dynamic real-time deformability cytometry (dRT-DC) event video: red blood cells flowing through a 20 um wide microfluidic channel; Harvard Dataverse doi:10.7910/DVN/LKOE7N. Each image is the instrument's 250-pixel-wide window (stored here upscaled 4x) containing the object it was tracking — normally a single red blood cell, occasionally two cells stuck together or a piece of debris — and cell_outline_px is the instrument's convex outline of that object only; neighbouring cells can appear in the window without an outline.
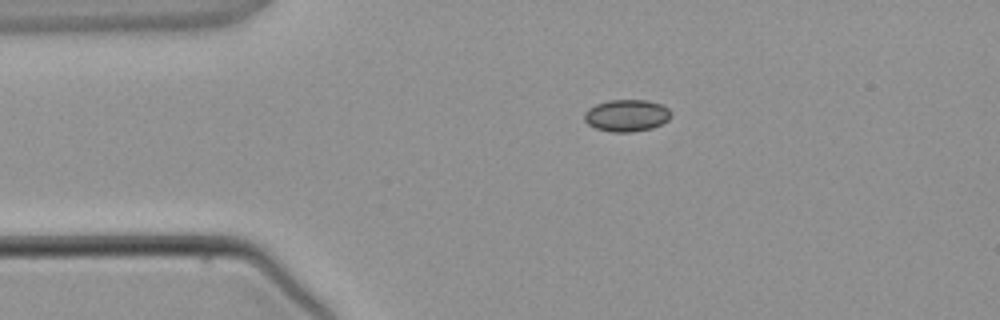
{"species": "common noctule bat (a hibernating species)", "species_latin": "Nyctalus noctula", "temperature_condition": "warm", "stored_images_in_passage": 2, "camera_frame_rate_fps": 3000, "um_per_image_px": 0.085, "animal": {"sex": "male", "body_mass_g": 21.5, "forearm_length_mm": 52.0}, "frame": {"image": 1, "passage_image": 1, "time_ms": 0.0, "image_size_px": [1000, 320], "cell_outline_px": [[672, 116], [668, 120], [652, 128], [632, 132], [612, 132], [596, 128], [588, 124], [584, 120], [584, 112], [588, 108], [596, 104], [608, 100], [648, 100], [660, 104], [668, 108], [672, 112]], "centroid_in_image_um": [53.27, 9.81], "position_along_channel_um": 31.7, "area_um2": 16.24}}